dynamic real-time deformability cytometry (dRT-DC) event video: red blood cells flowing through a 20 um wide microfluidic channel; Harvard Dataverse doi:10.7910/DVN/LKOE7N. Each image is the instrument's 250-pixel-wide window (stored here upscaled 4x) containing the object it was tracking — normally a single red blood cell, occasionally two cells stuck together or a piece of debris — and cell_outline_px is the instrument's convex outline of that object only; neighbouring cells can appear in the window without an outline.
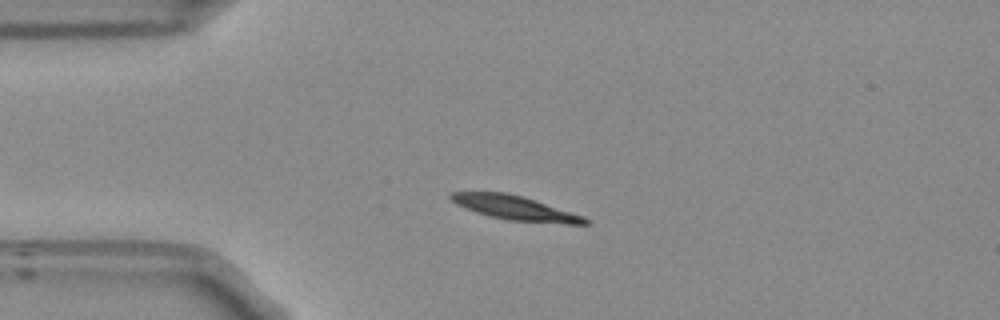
{"species": "Egyptian fruit bat (a non-hibernating species)", "species_latin": "Rousettus aegyptiacus", "temperature_condition": "room temperature", "stored_images_in_passage": 43, "camera_frame_rate_fps": 3000, "um_per_image_px": 0.085, "frame": {"image": 1, "passage_image": 1, "time_ms": 0.0, "image_size_px": [1000, 320], "cell_outline_px": [[588, 224], [568, 224], [508, 220], [488, 216], [464, 208], [456, 204], [448, 196], [452, 192], [504, 192], [524, 196], [584, 216], [588, 220]], "centroid_in_image_um": [43.78, 17.67], "position_along_channel_um": 41.2, "area_um2": 18.96}}
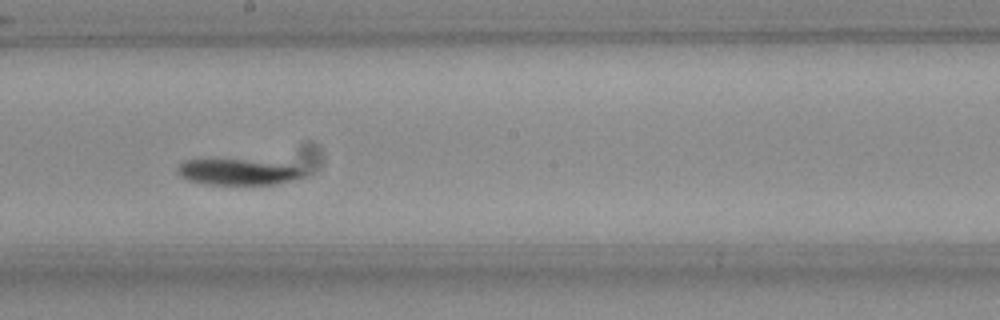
{"frame": {"image": 2, "passage_image": 18, "time_ms": 5.667, "image_size_px": [1000, 320], "cell_outline_px": [[304, 176], [292, 180], [276, 184], [204, 184], [188, 180], [180, 176], [176, 172], [176, 168], [184, 160], [240, 160], [300, 168], [304, 172]], "centroid_in_image_um": [20.09, 14.65], "position_along_channel_um": 228.1, "area_um2": 18.32}}
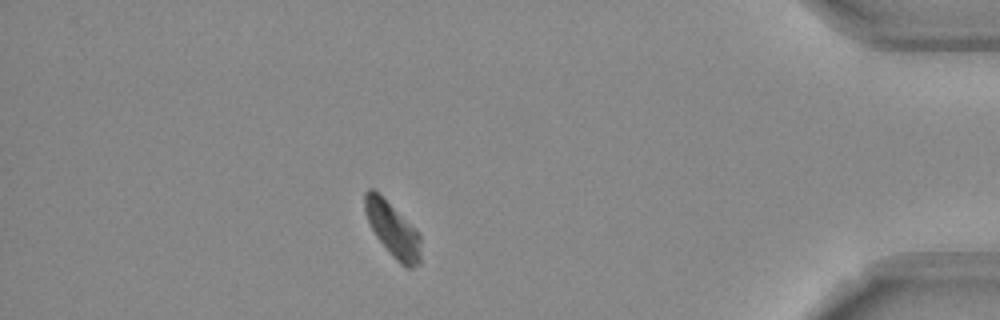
{"frame": {"image": 3, "passage_image": 36, "time_ms": 11.667, "image_size_px": [1000, 320], "cell_outline_px": [[420, 264], [412, 268], [408, 268], [400, 264], [396, 260], [376, 236], [368, 220], [364, 208], [364, 192], [368, 188], [372, 188], [420, 236]], "centroid_in_image_um": [33.36, 19.57], "position_along_channel_um": 401.8, "area_um2": 16.82}, "authors_computed_cell_mechanics": {"area_um2": 18.9584, "velocity_mm_per_s": 3.682, "shape_relaxation_time_tau1_ms": 2.053, "shape_relaxation_time_tau2_ms": null, "deformation_change_tau1": 0.1259, "deformation_change_tau2": null}}